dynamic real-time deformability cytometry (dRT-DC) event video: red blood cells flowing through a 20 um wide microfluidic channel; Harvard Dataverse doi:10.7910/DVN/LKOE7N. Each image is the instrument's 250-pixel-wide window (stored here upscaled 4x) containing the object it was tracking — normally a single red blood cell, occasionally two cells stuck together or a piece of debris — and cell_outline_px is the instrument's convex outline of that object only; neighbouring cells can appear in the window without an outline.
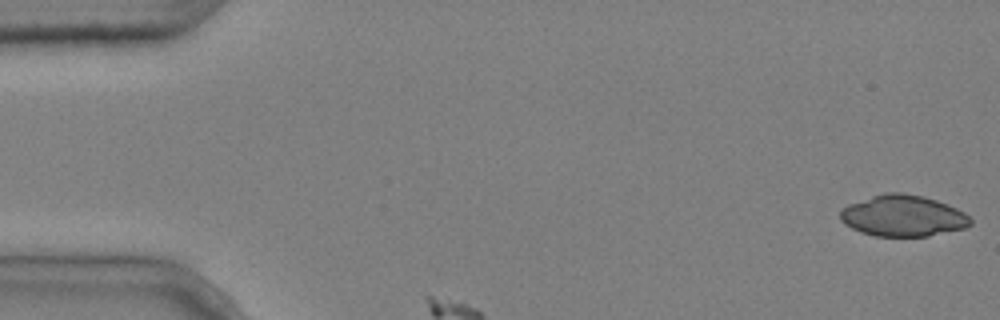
{"species": "common noctule bat (a hibernating species)", "species_latin": "Nyctalus noctula", "temperature_condition": "cold", "stored_images_in_passage": 5, "camera_frame_rate_fps": 3000, "um_per_image_px": 0.085, "animal": {"sex": "male", "body_mass_g": 20.4}, "frame": {"image": 1, "passage_image": 1, "time_ms": 0.0, "image_size_px": [1000, 320], "cell_outline_px": [[972, 224], [964, 228], [928, 236], [876, 236], [860, 232], [844, 224], [840, 220], [840, 208], [848, 204], [884, 192], [900, 192], [924, 196], [948, 204], [964, 212], [972, 220]], "centroid_in_image_um": [76.73, 18.34], "position_along_channel_um": 8.3, "area_um2": 31.44}}